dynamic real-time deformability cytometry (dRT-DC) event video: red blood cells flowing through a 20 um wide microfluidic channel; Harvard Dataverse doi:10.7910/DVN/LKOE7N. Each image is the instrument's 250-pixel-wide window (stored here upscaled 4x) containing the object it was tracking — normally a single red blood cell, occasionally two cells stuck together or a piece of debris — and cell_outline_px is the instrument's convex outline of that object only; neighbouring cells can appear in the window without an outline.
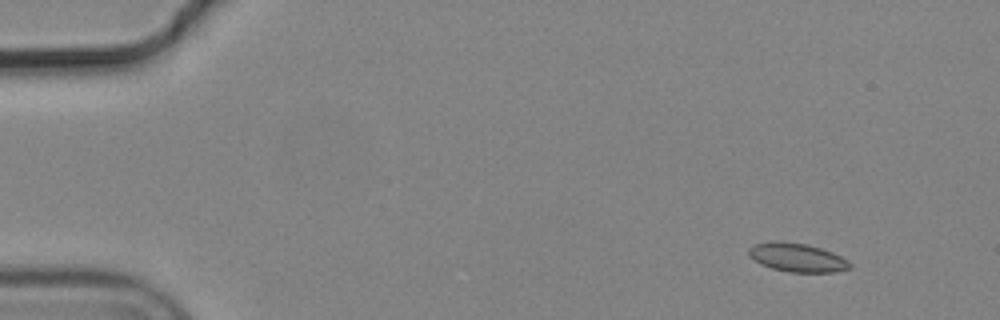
{"species": "common noctule bat (a hibernating species)", "species_latin": "Nyctalus noctula", "temperature_condition": "cold", "stored_images_in_passage": 5, "camera_frame_rate_fps": 3000, "um_per_image_px": 0.085, "animal": {"sex": "male", "body_mass_g": 19.2, "forearm_length_mm": 51.8}, "frame": {"image": 1, "passage_image": 1, "time_ms": 0.0, "image_size_px": [1000, 320], "cell_outline_px": [[852, 268], [836, 272], [788, 272], [772, 268], [760, 264], [748, 256], [748, 248], [756, 244], [776, 240], [780, 240], [808, 244], [832, 252], [848, 260], [852, 264]], "centroid_in_image_um": [67.76, 21.88], "position_along_channel_um": 17.2, "area_um2": 17.11}}
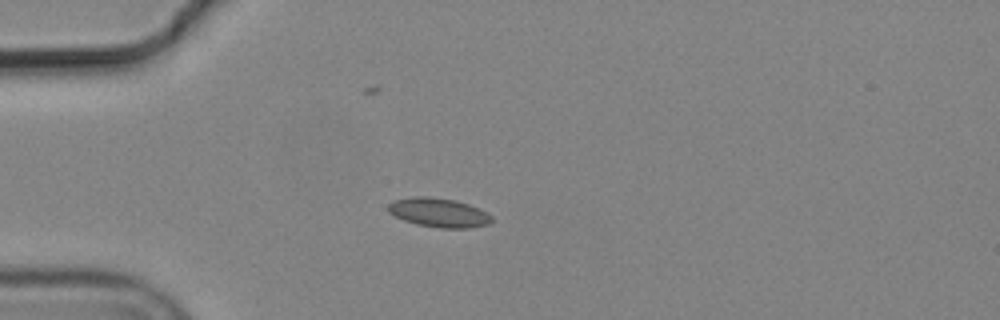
{"frame": {"image": 2, "passage_image": 3, "time_ms": 0.667, "image_size_px": [1000, 320], "cell_outline_px": [[492, 220], [488, 224], [472, 228], [440, 228], [416, 224], [404, 220], [388, 212], [388, 204], [392, 200], [416, 196], [428, 196], [456, 200], [468, 204], [488, 212], [492, 216]], "centroid_in_image_um": [37.3, 18.07], "position_along_channel_um": 47.7, "area_um2": 17.69}}
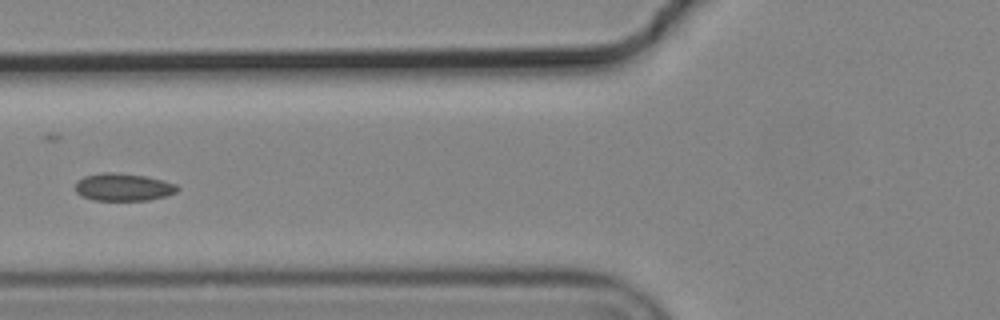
{"frame": {"image": 3, "passage_image": 5, "time_ms": 1.333, "image_size_px": [1000, 320], "cell_outline_px": [[180, 188], [176, 192], [168, 196], [148, 200], [92, 200], [76, 192], [76, 184], [84, 176], [100, 172], [112, 172], [144, 176], [164, 180], [176, 184]], "centroid_in_image_um": [10.52, 15.9], "position_along_channel_um": 115.3, "area_um2": 16.36}}